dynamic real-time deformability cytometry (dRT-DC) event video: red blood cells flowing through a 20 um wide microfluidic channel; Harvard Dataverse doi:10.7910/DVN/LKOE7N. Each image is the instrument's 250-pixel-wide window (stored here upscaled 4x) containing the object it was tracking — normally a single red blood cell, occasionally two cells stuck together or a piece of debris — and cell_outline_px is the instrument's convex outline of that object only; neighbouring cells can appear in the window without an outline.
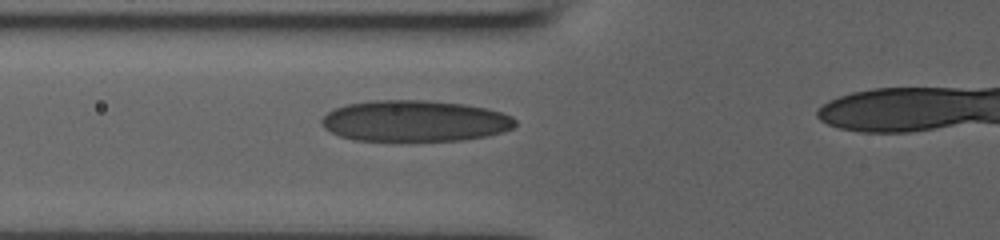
{"species": "human", "species_latin": "Homo sapiens", "temperature_condition": "room temperature", "stored_images_in_passage": 40, "camera_frame_rate_fps": 3000, "um_per_image_px": 0.085, "donor": {"sex": "male"}, "frame": {"image": 1, "passage_image": 15, "time_ms": 4.667, "image_size_px": [1000, 240], "cell_outline_px": [[516, 124], [512, 128], [504, 132], [488, 136], [464, 140], [352, 140], [340, 136], [324, 128], [320, 124], [320, 120], [328, 112], [336, 108], [348, 104], [372, 100], [428, 100], [464, 104], [484, 108], [500, 112], [512, 116], [516, 120]], "centroid_in_image_um": [35.26, 10.28], "position_along_channel_um": 90.5, "area_um2": 46.47}}
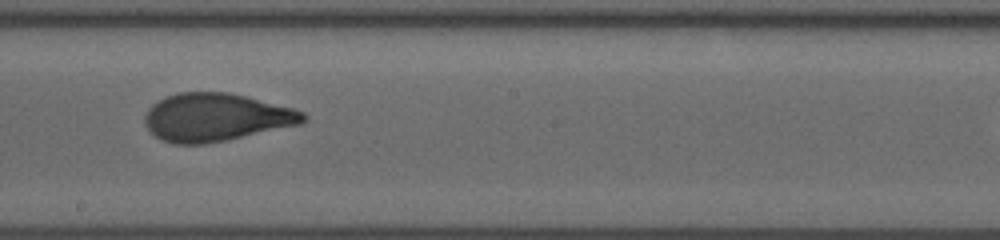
{"frame": {"image": 2, "passage_image": 25, "time_ms": 8.0, "image_size_px": [1000, 240], "cell_outline_px": [[308, 120], [300, 124], [228, 140], [204, 144], [172, 144], [156, 136], [144, 124], [144, 116], [148, 108], [156, 100], [164, 96], [176, 92], [228, 92], [248, 96], [292, 108], [304, 112], [308, 116]], "centroid_in_image_um": [18.35, 9.96], "position_along_channel_um": 229.9, "area_um2": 44.62}}
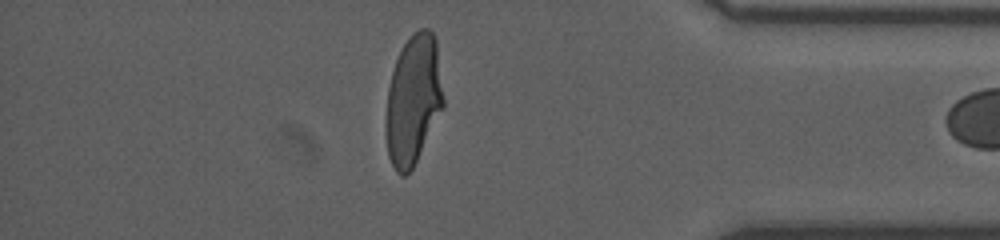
{"frame": {"image": 3, "passage_image": 39, "time_ms": 12.667, "image_size_px": [1000, 240], "cell_outline_px": [[444, 104], [412, 168], [404, 176], [400, 176], [396, 172], [388, 156], [384, 128], [384, 120], [388, 88], [392, 72], [396, 60], [404, 44], [420, 28], [428, 28], [432, 32], [436, 40], [444, 100]], "centroid_in_image_um": [35.09, 8.51], "position_along_channel_um": 400.1, "area_um2": 43.12}}